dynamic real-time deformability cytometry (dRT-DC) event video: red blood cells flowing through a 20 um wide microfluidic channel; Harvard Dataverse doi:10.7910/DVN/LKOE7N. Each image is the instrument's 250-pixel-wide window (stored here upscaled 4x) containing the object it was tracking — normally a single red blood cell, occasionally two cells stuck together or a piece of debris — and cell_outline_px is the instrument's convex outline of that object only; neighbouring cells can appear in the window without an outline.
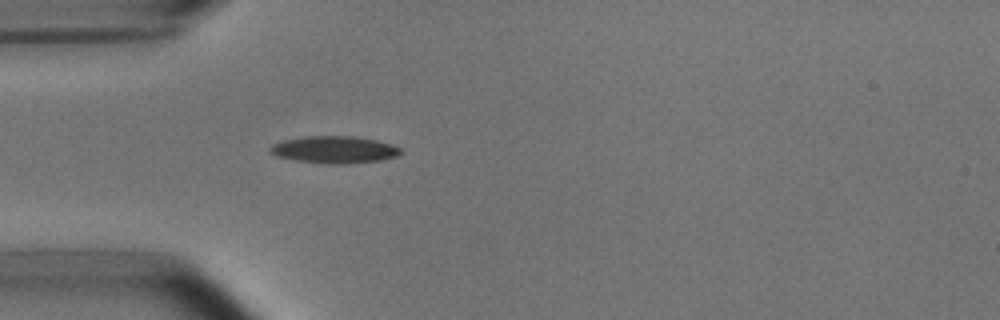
{"species": "common noctule bat (a hibernating species)", "species_latin": "Nyctalus noctula", "temperature_condition": "room temperature", "stored_images_in_passage": 2, "camera_frame_rate_fps": 3000, "um_per_image_px": 0.085, "animal": {"sex": "male", "body_mass_g": 15.6}, "frame": {"image": 1, "passage_image": 2, "time_ms": 1.333, "image_size_px": [1000, 320], "cell_outline_px": [[404, 152], [396, 156], [380, 160], [344, 164], [324, 164], [296, 160], [276, 156], [268, 152], [268, 148], [272, 144], [284, 140], [304, 136], [356, 136], [376, 140], [400, 148]], "centroid_in_image_um": [28.37, 12.72], "position_along_channel_um": 56.6, "area_um2": 20.69}}